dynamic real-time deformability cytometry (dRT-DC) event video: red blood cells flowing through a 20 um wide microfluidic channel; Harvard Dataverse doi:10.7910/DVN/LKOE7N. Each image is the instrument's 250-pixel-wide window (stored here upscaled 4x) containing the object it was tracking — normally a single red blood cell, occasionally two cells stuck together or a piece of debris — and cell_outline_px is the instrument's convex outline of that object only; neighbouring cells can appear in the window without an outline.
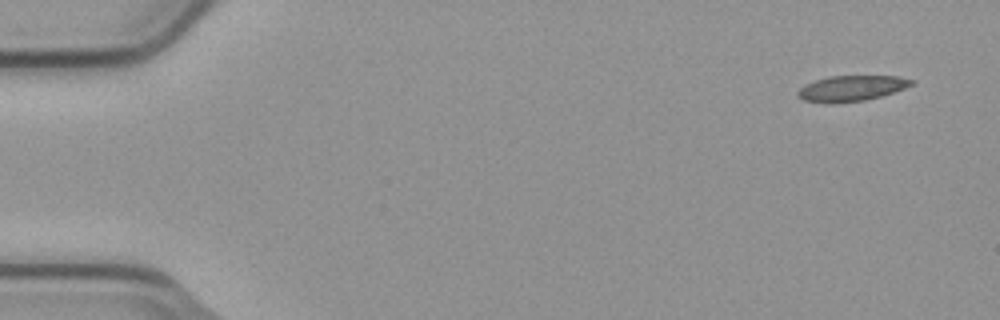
{"species": "common noctule bat (a hibernating species)", "species_latin": "Nyctalus noctula", "temperature_condition": "cold", "stored_images_in_passage": 5, "segment_of_instrument_passage": [1, 2], "camera_frame_rate_fps": 3000, "um_per_image_px": 0.085, "animal": {"sex": "male", "body_mass_g": 23.1, "forearm_length_mm": 52.7}, "frame": {"image": 1, "passage_image": 1, "time_ms": 0.0, "image_size_px": [1000, 320], "cell_outline_px": [[916, 80], [912, 84], [904, 88], [880, 96], [864, 100], [832, 104], [804, 100], [796, 96], [796, 92], [804, 84], [828, 76], [900, 76]], "centroid_in_image_um": [72.33, 7.5], "position_along_channel_um": 12.7, "area_um2": 16.99}}